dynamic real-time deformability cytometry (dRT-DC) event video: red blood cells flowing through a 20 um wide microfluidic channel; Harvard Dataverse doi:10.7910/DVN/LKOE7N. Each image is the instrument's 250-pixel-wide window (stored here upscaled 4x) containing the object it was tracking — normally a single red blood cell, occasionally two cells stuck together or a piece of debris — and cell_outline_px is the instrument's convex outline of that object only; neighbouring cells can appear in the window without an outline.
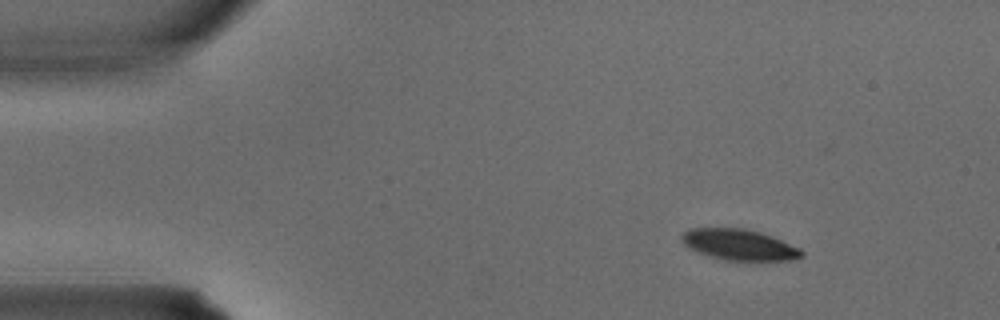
{"species": "common noctule bat (a hibernating species)", "species_latin": "Nyctalus noctula", "temperature_condition": "warm", "stored_images_in_passage": 2, "camera_frame_rate_fps": 3000, "um_per_image_px": 0.085, "animal": {"sex": "male", "body_mass_g": 15.6}, "frame": {"image": 1, "passage_image": 1, "time_ms": 0.0, "image_size_px": [1000, 320], "cell_outline_px": [[804, 256], [788, 260], [724, 260], [688, 248], [680, 240], [680, 236], [688, 228], [744, 228], [760, 232], [772, 236], [800, 248], [804, 252]], "centroid_in_image_um": [62.82, 20.78], "position_along_channel_um": 22.2, "area_um2": 21.5}}
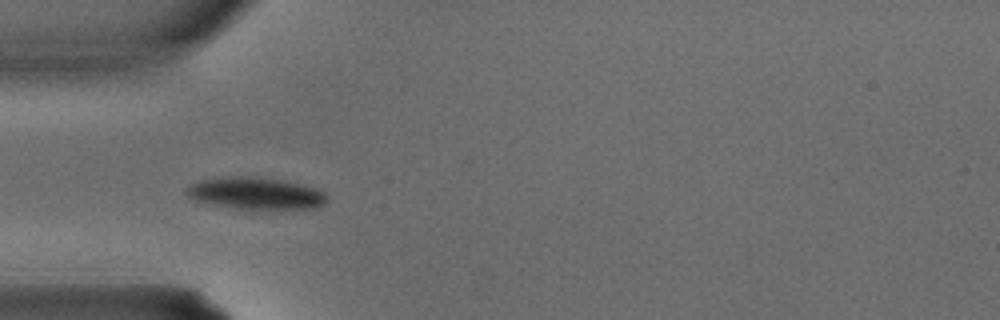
{"frame": {"image": 2, "passage_image": 2, "time_ms": 0.333, "image_size_px": [1000, 320], "cell_outline_px": [[328, 200], [324, 204], [316, 208], [232, 208], [196, 200], [188, 196], [184, 192], [188, 184], [200, 180], [232, 176], [248, 176], [284, 180], [316, 188], [324, 192], [328, 196]], "centroid_in_image_um": [21.73, 16.42], "position_along_channel_um": 63.3, "area_um2": 25.95}}